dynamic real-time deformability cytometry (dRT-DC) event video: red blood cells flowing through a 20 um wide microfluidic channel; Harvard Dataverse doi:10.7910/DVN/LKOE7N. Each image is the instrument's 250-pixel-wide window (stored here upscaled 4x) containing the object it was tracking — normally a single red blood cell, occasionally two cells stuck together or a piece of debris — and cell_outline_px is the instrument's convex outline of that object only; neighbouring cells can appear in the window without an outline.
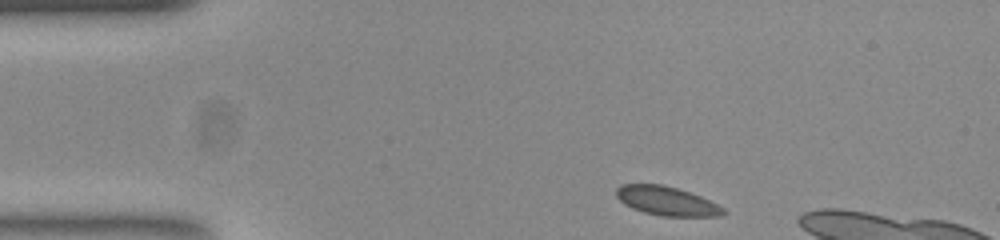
{"species": "common noctule bat (a hibernating species)", "species_latin": "Nyctalus noctula", "temperature_condition": "room temperature", "stored_images_in_passage": 47, "camera_frame_rate_fps": 3000, "um_per_image_px": 0.085, "animal": {"sex": "female", "body_mass_g": 23.0, "forearm_length_mm": 53.4}, "frame": {"image": 1, "passage_image": 1, "time_ms": 0.0, "image_size_px": [1000, 240], "cell_outline_px": [[728, 212], [720, 216], [660, 216], [644, 212], [632, 208], [624, 204], [616, 196], [616, 188], [620, 184], [660, 184], [676, 188], [700, 196], [724, 208]], "centroid_in_image_um": [56.65, 17.09], "position_along_channel_um": 28.4, "area_um2": 17.98}}
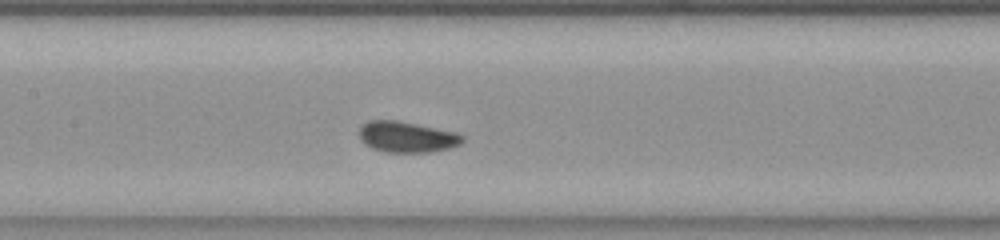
{"frame": {"image": 2, "passage_image": 17, "time_ms": 5.333, "image_size_px": [1000, 240], "cell_outline_px": [[464, 140], [460, 144], [448, 148], [432, 152], [388, 152], [372, 148], [364, 144], [360, 136], [360, 128], [364, 124], [372, 120], [396, 120], [452, 132], [464, 136]], "centroid_in_image_um": [34.57, 11.65], "position_along_channel_um": 172.8, "area_um2": 18.15}}
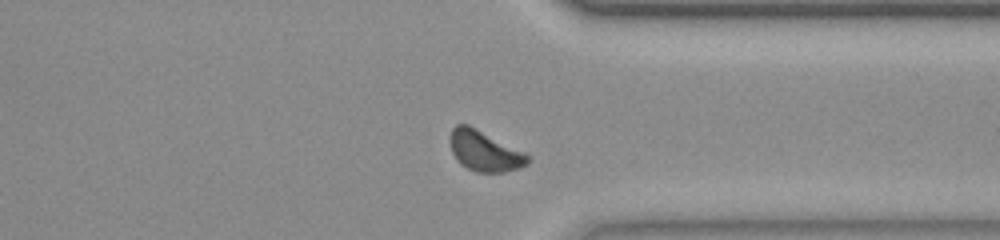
{"frame": {"image": 3, "passage_image": 33, "time_ms": 10.667, "image_size_px": [1000, 240], "cell_outline_px": [[532, 160], [528, 164], [520, 168], [504, 172], [476, 172], [460, 164], [456, 160], [452, 152], [448, 140], [452, 128], [456, 124], [468, 124], [524, 152]], "centroid_in_image_um": [41.16, 12.84], "position_along_channel_um": 370.2, "area_um2": 18.44}}